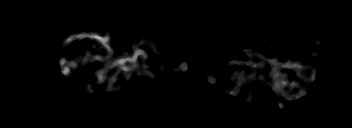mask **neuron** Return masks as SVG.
<instances>
[{
  "instance_id": "2dd73e0c",
  "label": "neuron",
  "mask_w": 352,
  "mask_h": 128,
  "mask_svg": "<svg viewBox=\"0 0 352 128\" xmlns=\"http://www.w3.org/2000/svg\"><path fill=\"white\" fill-rule=\"evenodd\" d=\"M128 34L131 36V39L134 38V34L133 32H128ZM85 37H88L90 40L92 41H95L97 40L98 41V47L97 45L96 46V51L95 53H99L103 48L107 49V52H108V55L107 56H104V57H100L99 55L95 54V55H89L88 56V53H90L91 51V47L89 48V46H83V49H84V53H86V57L87 58H83L81 59V63H79V61L77 60H73V62H69L67 58H64L62 57L60 59V72L64 75H66V78H71L72 75H71V71L72 69L78 65H80V67H83L85 66L86 62H90V61H100V62H104V61H107V65L103 66V68L100 69H97L96 67H93V73H92V76L96 77V81L94 83H90L87 85V92L88 94H93V92L90 90L89 91V88L92 87L93 84L97 85V87H100V84L103 83V80H105V77L107 76L106 73L108 72L109 69L113 70L114 68L117 69L118 67V70L115 71V73L113 74V77L111 78V81L109 82V86H108V89L106 90L107 93H110V94H115L116 90L118 88H114V85L117 84V77L119 75V73H122L123 77L126 78V80L130 79V74L128 75V73L130 71H134L136 73H138L140 76H153V74L151 72H149L147 69V66H146V62H144V60L148 57V53L146 50L144 49H141L140 48V45L134 43L132 44L131 48L128 49V53L127 52V49H125L124 51H121V54L122 55H126L125 57H122V58H115V54L116 53H119V51H116L117 49H112L111 46H110V41L111 40V37L109 35V33L107 32L106 30V36L103 37L100 35V33L98 32H91V31H85V32H82V33H78V34H75V35H71L69 36L68 38H65L62 42H61V46H67V47H72L70 46L72 44V41L74 39H77L78 41V44L76 45H80L81 44L79 43V41L83 40V38ZM315 44H321V42L323 43V40L321 39H317L315 40ZM143 43H146L149 48L152 50V51H155V54H156V58L153 60V62H158V58L161 57V58H164L165 59V55L164 53L161 51V49H159V47H157L156 45H154L148 38H142V44ZM60 46V47H61ZM248 47H251V45L249 46H246V48H240L241 50H243L246 55L248 57H250L252 55V53L255 54L254 50H251L249 51ZM277 47H280V46H277V45H272V46H269L268 48L271 49V50H274V49H277ZM131 49V51H130ZM130 52H134V54H130ZM291 56H289L287 62L285 64H279L278 61H280L279 58H277L276 56H273L272 54V57H264L262 55H259V54H256V56H260L258 59L259 61L257 62H253L251 60V58H248L247 61H237V60H232L231 62L227 63V65H239V66H242V65H247L249 66L250 68H253L255 69L256 67L257 68H262L264 66V63H268L270 65V71H266V73L262 76H258L257 73L255 71H251V76H248V75H245V77H239L241 76L240 72H238V84L234 85V89L232 91L228 90V89H220L222 90L224 93H227L229 95H234V96H237L240 98L239 96V89H240V86H243L245 85V83H248L249 81L251 80H257V83H264L265 86H271V91H275V95L277 97H283L285 96L287 100H299L301 96H306L308 94V91L310 90L311 86L309 85L310 83L314 82L315 81V76H316V69L315 67L313 66V64L310 65V68H306V66H302L301 65V59L297 60V61H292L293 59V55H294V52L295 50H293V48L291 47ZM310 54L307 55L309 57H311L313 54L314 57H319V54L318 53H312L309 52ZM140 58V59H139ZM77 62V63H76ZM127 62L129 63V65H126ZM140 62L142 64H140ZM160 65H162V69L164 71H167V67L168 65L167 64H164V63H159ZM188 65L185 61L182 62V64L180 66H176L175 69L173 70H176V71H187L188 70ZM289 69H292V70H301V72H297L296 74L297 75H300L301 76V79L304 80L305 82V87L303 89H299V92H296L293 90V87H301L300 86V83L296 80L292 81L290 83V85H288V81H287V76H286V70H289ZM306 69H311L312 70V75H310L309 77H307V75L305 74L306 72ZM281 70V71H279ZM283 70V71H282ZM302 71H304V73H302ZM204 77L207 79V82L211 85H214L216 83V80L215 78H212L208 71H205L203 73ZM269 76L271 78H269ZM268 79H272V84H270L271 82L268 81ZM262 81V82H260ZM249 93H248V100L247 101H250V102H253L254 99L252 97V92L254 91H251V87H249ZM292 93V96H289V94ZM284 104H282L281 102L277 104V107L279 109H283L284 108Z\"/></svg>"
}]
</instances>
